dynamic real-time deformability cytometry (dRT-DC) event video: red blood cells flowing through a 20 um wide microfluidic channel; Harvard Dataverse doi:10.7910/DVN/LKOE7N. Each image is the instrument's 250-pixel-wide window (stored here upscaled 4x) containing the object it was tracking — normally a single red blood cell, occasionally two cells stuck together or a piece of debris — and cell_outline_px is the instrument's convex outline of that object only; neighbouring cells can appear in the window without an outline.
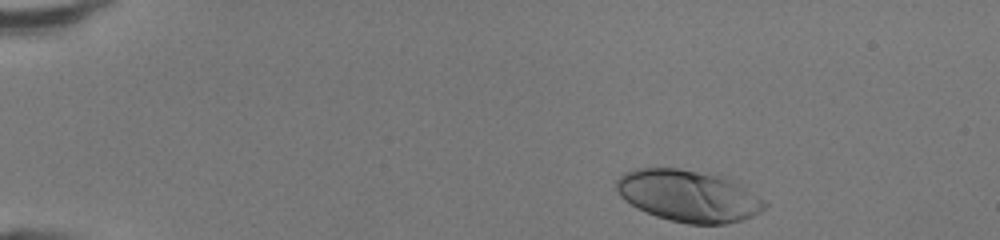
{"species": "human", "species_latin": "Homo sapiens", "temperature_condition": "room temperature", "stored_images_in_passage": 35, "camera_frame_rate_fps": 3000, "um_per_image_px": 0.085, "donor": {"sex": "female"}, "frame": {"image": 1, "passage_image": 1, "time_ms": 0.0, "image_size_px": [1000, 240], "cell_outline_px": [[768, 204], [760, 212], [752, 216], [740, 220], [724, 224], [688, 224], [656, 216], [624, 200], [620, 196], [616, 188], [616, 180], [624, 172], [636, 168], [680, 168], [716, 172], [728, 176], [764, 200]], "centroid_in_image_um": [58.55, 16.61], "position_along_channel_um": 26.5, "area_um2": 45.08}}
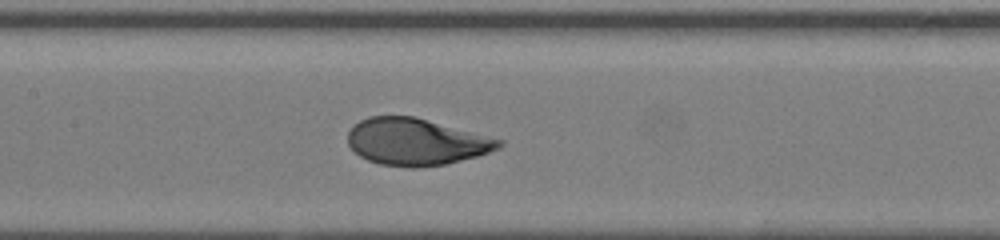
{"frame": {"image": 2, "passage_image": 18, "time_ms": 5.667, "image_size_px": [1000, 240], "cell_outline_px": [[504, 144], [500, 148], [476, 156], [444, 164], [416, 168], [412, 168], [380, 164], [368, 160], [360, 156], [348, 144], [348, 132], [352, 124], [368, 116], [416, 116], [504, 140]], "centroid_in_image_um": [35.36, 12.04], "position_along_channel_um": 172.0, "area_um2": 41.38}}
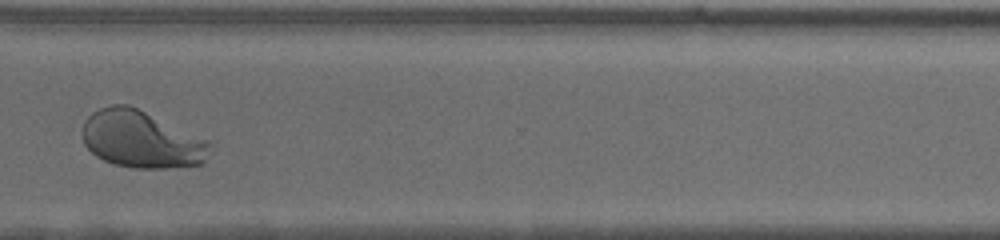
{"frame": {"image": 3, "passage_image": 31, "time_ms": 10.0, "image_size_px": [1000, 240], "cell_outline_px": [[216, 140], [204, 160], [200, 164], [168, 168], [132, 168], [116, 164], [104, 160], [96, 156], [84, 144], [80, 132], [84, 120], [92, 112], [100, 108], [112, 104], [128, 104]], "centroid_in_image_um": [12.08, 11.82], "position_along_channel_um": 358.5, "area_um2": 43.64}, "authors_computed_cell_mechanics": {"area_um2": 41.7316, "velocity_mm_per_s": 4.3106, "shape_relaxation_time_tau1_ms": 2.3806, "shape_relaxation_time_tau2_ms": null, "deformation_change_tau1": 0.1866, "deformation_change_tau2": null}}